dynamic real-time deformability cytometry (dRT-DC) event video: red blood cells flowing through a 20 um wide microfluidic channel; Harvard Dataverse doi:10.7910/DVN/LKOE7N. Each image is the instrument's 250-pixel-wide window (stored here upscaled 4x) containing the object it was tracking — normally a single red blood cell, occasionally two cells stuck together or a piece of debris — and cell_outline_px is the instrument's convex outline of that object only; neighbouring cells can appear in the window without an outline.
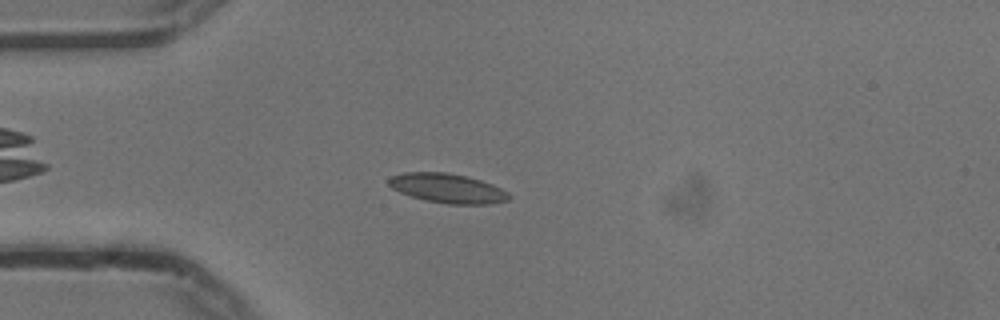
{"species": "common noctule bat (a hibernating species)", "species_latin": "Nyctalus noctula", "temperature_condition": "cold", "stored_images_in_passage": 50, "camera_frame_rate_fps": 3000, "um_per_image_px": 0.085, "animal": {"sex": "male", "body_mass_g": 13.3}, "frame": {"image": 1, "passage_image": 10, "time_ms": 3.0, "image_size_px": [1000, 320], "cell_outline_px": [[512, 196], [508, 200], [488, 204], [448, 204], [424, 200], [400, 192], [392, 188], [388, 184], [388, 176], [404, 172], [448, 172], [468, 176], [492, 184], [508, 192]], "centroid_in_image_um": [38.03, 15.99], "position_along_channel_um": 47.0, "area_um2": 20.75}}
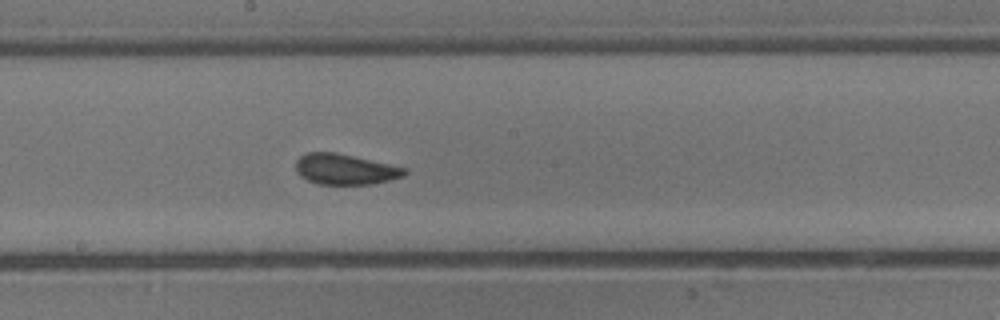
{"frame": {"image": 2, "passage_image": 25, "time_ms": 8.0, "image_size_px": [1000, 320], "cell_outline_px": [[408, 172], [404, 176], [388, 180], [368, 184], [316, 184], [300, 176], [296, 172], [296, 160], [300, 156], [308, 152], [336, 152], [408, 168]], "centroid_in_image_um": [29.32, 14.38], "position_along_channel_um": 218.9, "area_um2": 19.42}}
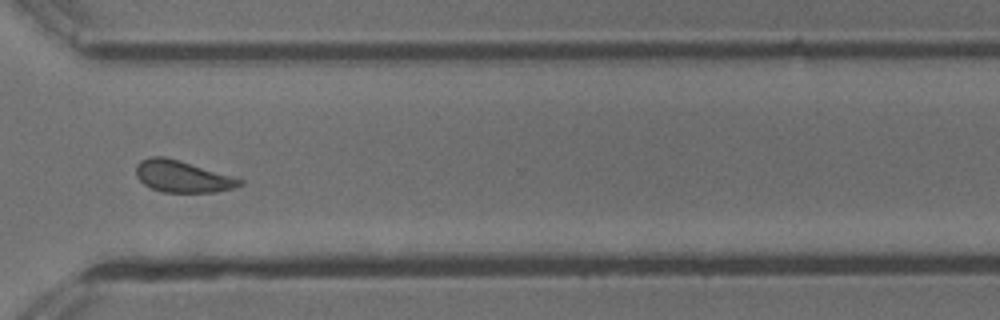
{"frame": {"image": 3, "passage_image": 36, "time_ms": 11.667, "image_size_px": [1000, 320], "cell_outline_px": [[244, 184], [232, 188], [216, 192], [164, 192], [152, 188], [144, 184], [136, 176], [136, 164], [140, 160], [148, 156], [164, 156], [180, 160], [232, 176], [244, 180]], "centroid_in_image_um": [15.48, 14.98], "position_along_channel_um": 355.1, "area_um2": 19.19}, "authors_computed_cell_mechanics": {"area_um2": 19.2474, "velocity_mm_per_s": 3.7224, "shape_relaxation_time_tau1_ms": 4.7874, "shape_relaxation_time_tau2_ms": 2.2524, "deformation_change_tau1": 0.0853, "deformation_change_tau2": 0.0547}}